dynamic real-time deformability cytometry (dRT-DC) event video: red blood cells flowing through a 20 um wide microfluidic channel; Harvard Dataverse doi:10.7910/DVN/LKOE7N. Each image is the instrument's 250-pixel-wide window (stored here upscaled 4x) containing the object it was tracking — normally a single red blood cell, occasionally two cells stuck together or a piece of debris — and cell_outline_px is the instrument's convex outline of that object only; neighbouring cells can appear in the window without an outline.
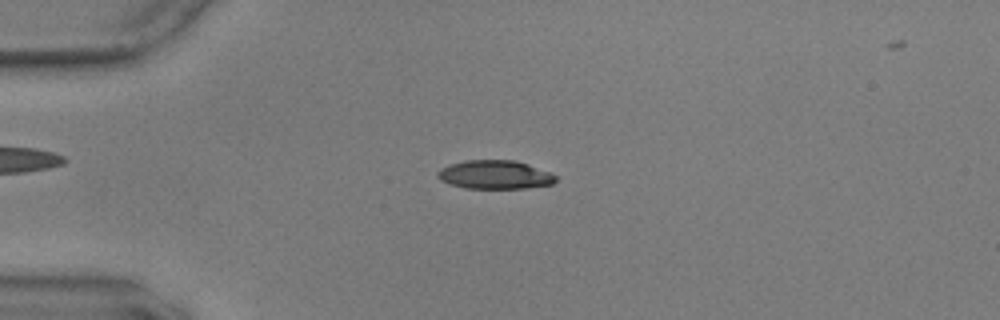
{"species": "common noctule bat (a hibernating species)", "species_latin": "Nyctalus noctula", "temperature_condition": "warm", "stored_images_in_passage": 40, "camera_frame_rate_fps": 3000, "um_per_image_px": 0.085, "animal": {"sex": "male", "body_mass_g": 17.9, "forearm_length_mm": 54.2}, "frame": {"image": 1, "passage_image": 12, "time_ms": 3.667, "image_size_px": [1000, 320], "cell_outline_px": [[556, 180], [552, 184], [524, 188], [464, 188], [448, 184], [440, 180], [436, 176], [436, 172], [440, 168], [464, 160], [512, 160], [528, 164], [552, 172], [556, 176]], "centroid_in_image_um": [42.04, 14.85], "position_along_channel_um": 43.0, "area_um2": 19.83}}
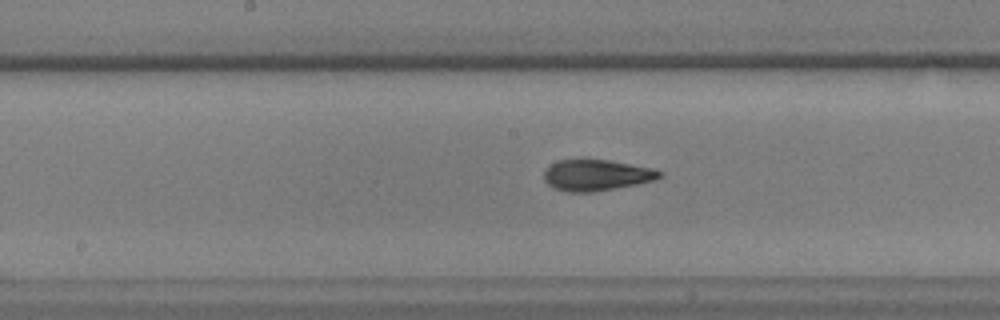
{"frame": {"image": 2, "passage_image": 27, "time_ms": 8.667, "image_size_px": [1000, 320], "cell_outline_px": [[664, 172], [660, 176], [652, 180], [640, 184], [592, 192], [568, 192], [552, 188], [544, 180], [544, 168], [560, 160], [608, 160], [652, 168]], "centroid_in_image_um": [50.67, 14.9], "position_along_channel_um": 197.5, "area_um2": 20.87}}
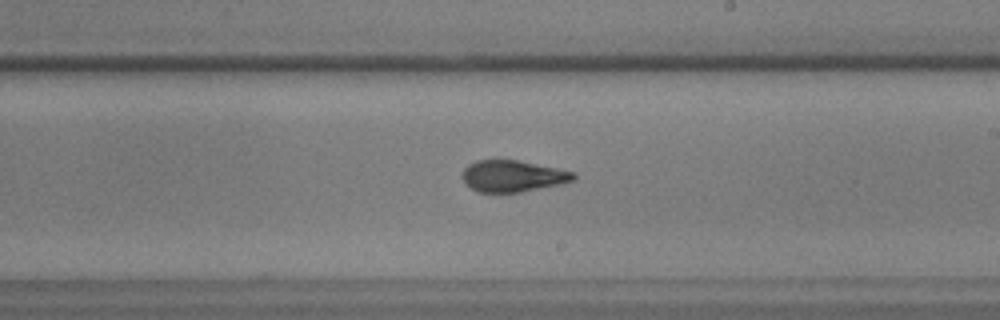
{"frame": {"image": 3, "passage_image": 31, "time_ms": 10.0, "image_size_px": [1000, 320], "cell_outline_px": [[576, 180], [560, 184], [520, 192], [480, 192], [464, 184], [464, 168], [468, 164], [476, 160], [516, 160], [576, 172]], "centroid_in_image_um": [43.6, 14.96], "position_along_channel_um": 245.4, "area_um2": 20.23}}